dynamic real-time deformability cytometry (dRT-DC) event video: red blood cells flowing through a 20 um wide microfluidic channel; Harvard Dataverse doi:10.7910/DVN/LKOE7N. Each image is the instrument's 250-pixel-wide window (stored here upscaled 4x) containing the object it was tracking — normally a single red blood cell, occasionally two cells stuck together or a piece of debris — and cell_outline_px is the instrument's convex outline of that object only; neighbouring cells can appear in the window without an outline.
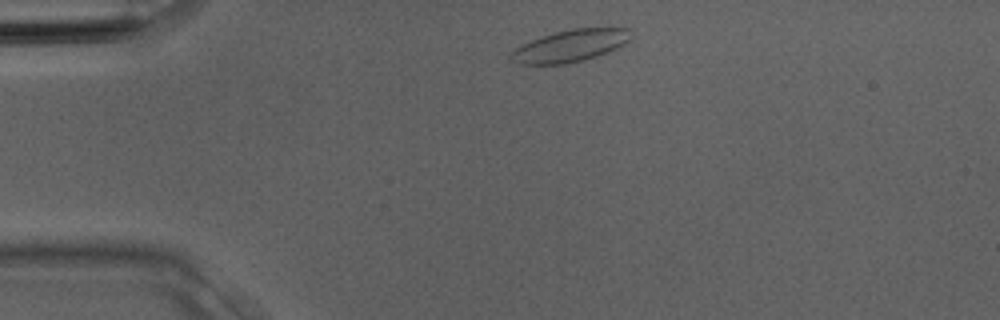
{"species": "Egyptian fruit bat (a non-hibernating species)", "species_latin": "Rousettus aegyptiacus", "temperature_condition": "room temperature", "stored_images_in_passage": 2, "camera_frame_rate_fps": 3000, "um_per_image_px": 0.085, "animal": {"sex": "male"}, "frame": {"image": 1, "passage_image": 1, "time_ms": 0.0, "image_size_px": [1000, 320], "cell_outline_px": [[628, 40], [624, 44], [608, 52], [584, 60], [564, 64], [520, 64], [508, 60], [508, 52], [540, 36], [572, 28], [628, 28]], "centroid_in_image_um": [48.38, 3.91], "position_along_channel_um": 36.6, "area_um2": 22.25}}